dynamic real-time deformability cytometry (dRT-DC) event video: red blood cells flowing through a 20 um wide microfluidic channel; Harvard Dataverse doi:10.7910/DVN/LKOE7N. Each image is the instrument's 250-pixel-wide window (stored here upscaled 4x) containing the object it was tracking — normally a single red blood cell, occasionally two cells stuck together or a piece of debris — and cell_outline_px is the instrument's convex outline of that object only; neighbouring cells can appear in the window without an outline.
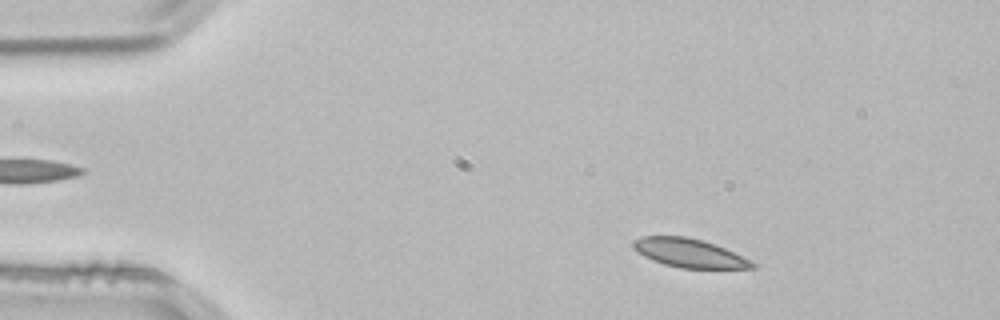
{"species": "common noctule bat (a hibernating species)", "species_latin": "Nyctalus noctula", "temperature_condition": "room temperature", "stored_images_in_passage": 51, "camera_frame_rate_fps": 3000, "um_per_image_px": 0.085, "animal": {"sex": "male", "body_mass_g": 21.5, "forearm_length_mm": 52.0}, "frame": {"image": 1, "passage_image": 6, "time_ms": 1.667, "image_size_px": [1000, 320], "cell_outline_px": [[756, 268], [680, 268], [664, 264], [652, 260], [636, 252], [632, 248], [632, 240], [640, 236], [684, 236], [700, 240], [724, 248], [752, 260], [756, 264]], "centroid_in_image_um": [58.54, 21.51], "position_along_channel_um": 26.5, "area_um2": 19.88}}
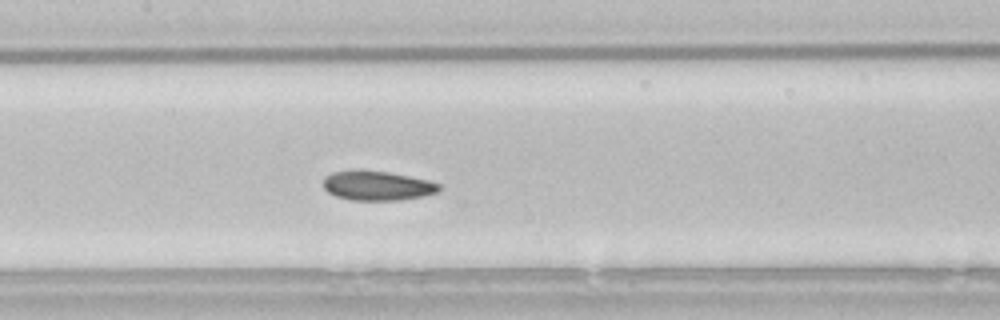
{"frame": {"image": 2, "passage_image": 23, "time_ms": 7.333, "image_size_px": [1000, 320], "cell_outline_px": [[440, 188], [436, 192], [424, 196], [400, 200], [352, 200], [336, 196], [328, 192], [324, 188], [324, 176], [332, 172], [360, 168], [388, 172], [428, 180], [440, 184]], "centroid_in_image_um": [32.03, 15.76], "position_along_channel_um": 175.4, "area_um2": 20.11}}
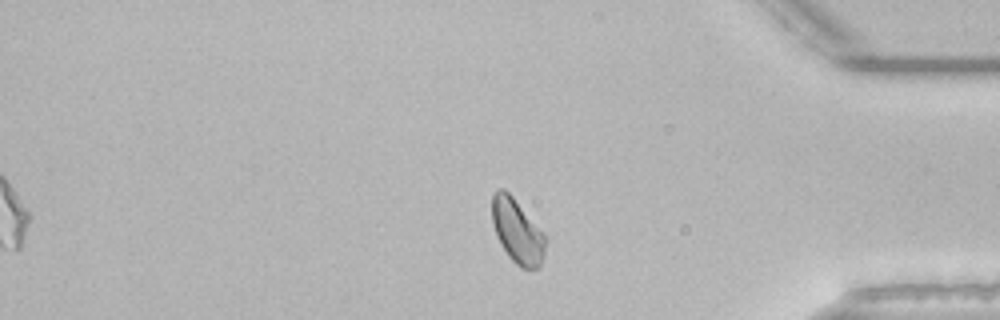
{"frame": {"image": 3, "passage_image": 42, "time_ms": 13.667, "image_size_px": [1000, 320], "cell_outline_px": [[548, 240], [544, 256], [540, 264], [536, 268], [520, 268], [508, 256], [496, 236], [492, 224], [492, 196], [496, 188], [504, 188], [512, 196], [544, 232]], "centroid_in_image_um": [43.98, 19.64], "position_along_channel_um": 391.2, "area_um2": 20.23}, "authors_computed_cell_mechanics": {"area_um2": 20.23, "velocity_mm_per_s": 3.8092, "shape_relaxation_time_tau1_ms": 5.1932, "shape_relaxation_time_tau2_ms": 2.0734, "deformation_change_tau1": 0.0881, "deformation_change_tau2": 0.0751}}